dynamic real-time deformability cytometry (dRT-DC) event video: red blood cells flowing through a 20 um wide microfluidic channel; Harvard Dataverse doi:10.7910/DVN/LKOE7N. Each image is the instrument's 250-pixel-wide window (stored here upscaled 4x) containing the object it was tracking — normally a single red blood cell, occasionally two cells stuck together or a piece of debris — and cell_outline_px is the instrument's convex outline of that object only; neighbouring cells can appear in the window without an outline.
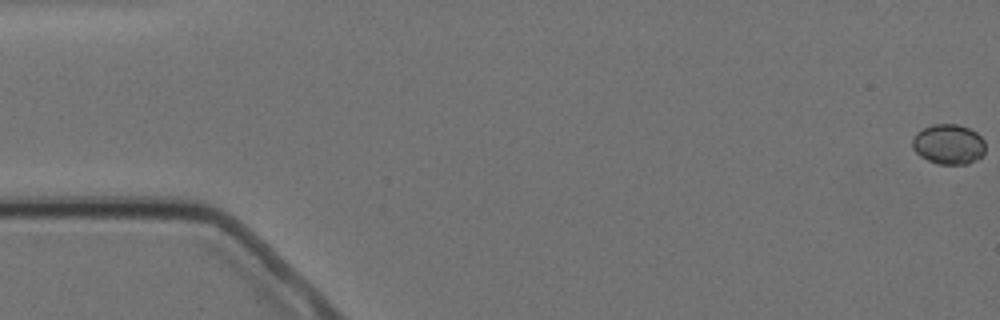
{"species": "Egyptian fruit bat (a non-hibernating species)", "species_latin": "Rousettus aegyptiacus", "temperature_condition": "cold", "stored_images_in_passage": 7, "camera_frame_rate_fps": 3000, "um_per_image_px": 0.085, "animal": {"sex": "female"}, "frame": {"image": 1, "passage_image": 1, "time_ms": 0.0, "image_size_px": [1000, 320], "cell_outline_px": [[984, 152], [976, 160], [968, 164], [936, 164], [920, 156], [912, 148], [912, 136], [916, 132], [932, 124], [960, 124], [976, 132], [984, 140]], "centroid_in_image_um": [80.6, 12.25], "position_along_channel_um": 4.4, "area_um2": 17.17}}
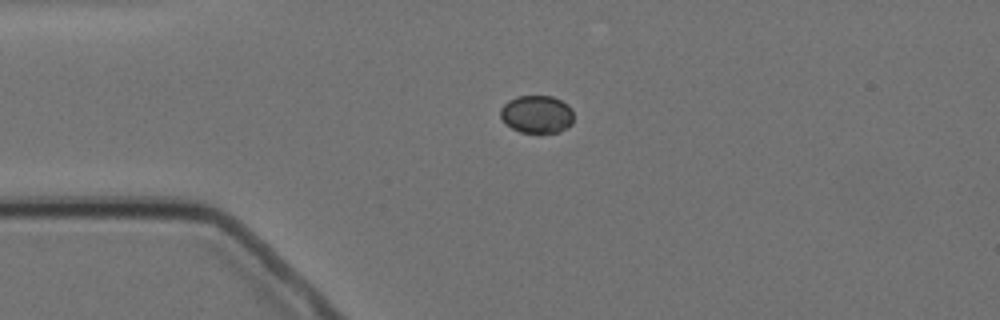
{"frame": {"image": 2, "passage_image": 5, "time_ms": 4.333, "image_size_px": [1000, 320], "cell_outline_px": [[572, 124], [568, 128], [560, 132], [520, 132], [512, 128], [500, 116], [500, 108], [508, 100], [516, 96], [552, 96], [568, 104], [572, 112]], "centroid_in_image_um": [45.63, 9.7], "position_along_channel_um": 39.4, "area_um2": 16.07}}
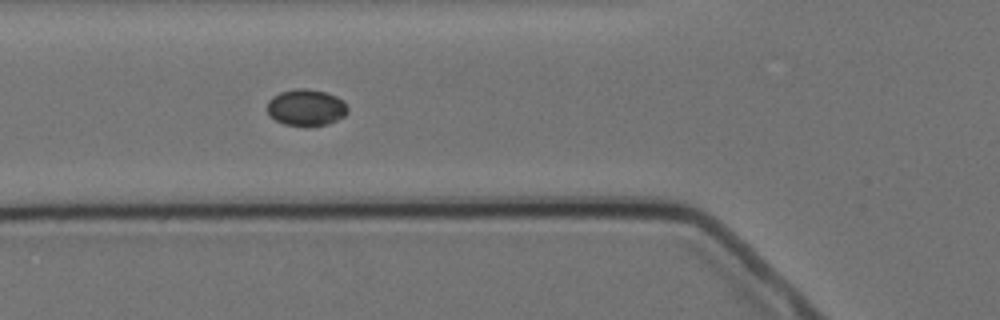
{"frame": {"image": 3, "passage_image": 7, "time_ms": 6.667, "image_size_px": [1000, 320], "cell_outline_px": [[348, 112], [344, 116], [328, 124], [284, 124], [268, 116], [268, 100], [272, 96], [280, 92], [296, 88], [308, 88], [324, 92], [336, 96], [348, 108]], "centroid_in_image_um": [25.99, 9.11], "position_along_channel_um": 99.8, "area_um2": 16.76}}